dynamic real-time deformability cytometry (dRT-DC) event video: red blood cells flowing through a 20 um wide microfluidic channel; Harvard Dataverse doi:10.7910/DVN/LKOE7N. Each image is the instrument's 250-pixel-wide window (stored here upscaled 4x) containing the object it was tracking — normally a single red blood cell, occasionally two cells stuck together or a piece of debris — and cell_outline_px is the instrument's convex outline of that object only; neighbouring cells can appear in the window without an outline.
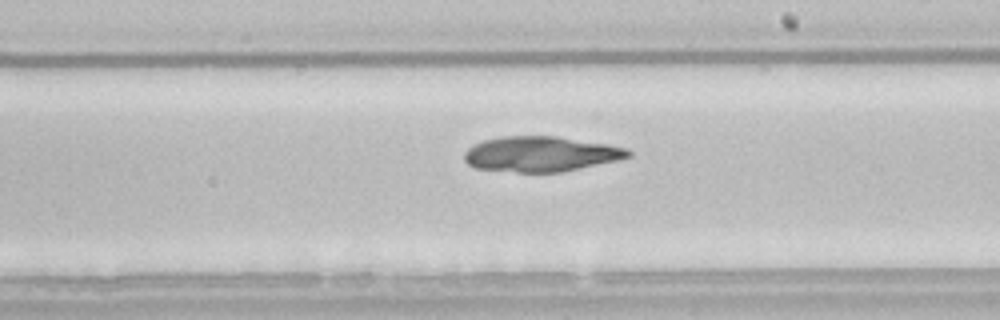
{"species": "common noctule bat (a hibernating species)", "species_latin": "Nyctalus noctula", "temperature_condition": "room temperature", "stored_images_in_passage": 41, "camera_frame_rate_fps": 3000, "um_per_image_px": 0.085, "animal": {"sex": "male", "body_mass_g": 21.5, "forearm_length_mm": 52.0}, "frame": {"image": 1, "passage_image": 19, "time_ms": 6.0, "image_size_px": [1000, 320], "cell_outline_px": [[632, 156], [616, 160], [580, 168], [560, 172], [516, 172], [476, 168], [468, 164], [464, 160], [464, 152], [468, 148], [484, 140], [500, 136], [556, 136], [608, 144], [628, 148], [632, 152]], "centroid_in_image_um": [45.97, 13.08], "position_along_channel_um": 243.0, "area_um2": 33.58}}
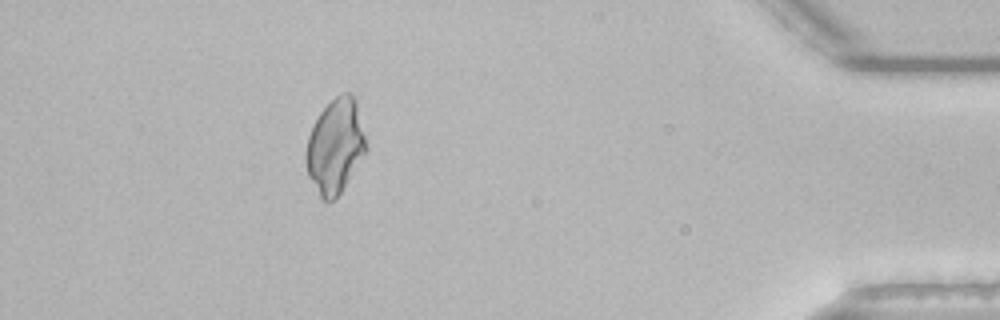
{"frame": {"image": 2, "passage_image": 36, "time_ms": 11.667, "image_size_px": [1000, 320], "cell_outline_px": [[368, 148], [340, 192], [332, 200], [324, 200], [320, 196], [308, 176], [304, 160], [304, 156], [308, 136], [320, 112], [340, 92], [348, 92], [356, 100]], "centroid_in_image_um": [28.48, 12.4], "position_along_channel_um": 406.7, "area_um2": 32.66}}